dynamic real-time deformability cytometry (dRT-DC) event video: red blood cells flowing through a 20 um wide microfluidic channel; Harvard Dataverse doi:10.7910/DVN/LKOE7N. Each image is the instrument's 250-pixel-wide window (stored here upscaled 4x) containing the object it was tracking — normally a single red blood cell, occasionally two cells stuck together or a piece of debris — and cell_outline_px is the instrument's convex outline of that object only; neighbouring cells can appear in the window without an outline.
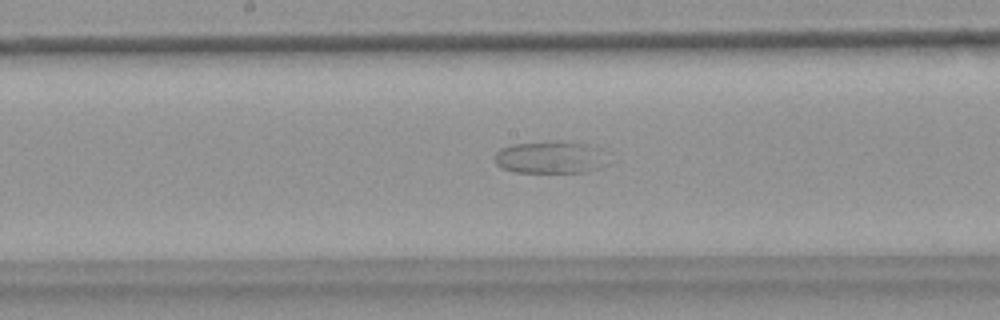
{"species": "common noctule bat (a hibernating species)", "species_latin": "Nyctalus noctula", "temperature_condition": "warm", "stored_images_in_passage": 48, "camera_frame_rate_fps": 3000, "um_per_image_px": 0.085, "animal": {"sex": "female", "body_mass_g": 18.4}, "frame": {"image": 1, "passage_image": 22, "time_ms": 7.0, "image_size_px": [1000, 320], "cell_outline_px": [[612, 164], [588, 172], [516, 172], [504, 168], [496, 164], [496, 152], [500, 148], [512, 144], [556, 140], [564, 140], [584, 144]], "centroid_in_image_um": [46.73, 13.38], "position_along_channel_um": 201.5, "area_um2": 21.04}}
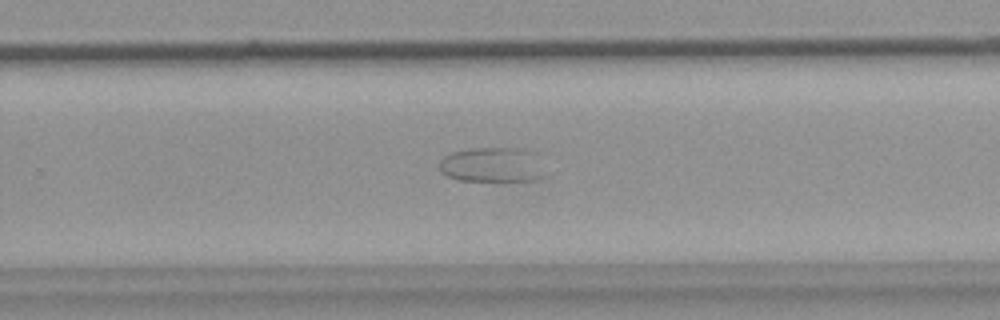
{"frame": {"image": 2, "passage_image": 29, "time_ms": 9.333, "image_size_px": [1000, 320], "cell_outline_px": [[544, 152], [540, 176], [536, 180], [460, 180], [448, 176], [440, 172], [440, 160], [444, 156], [452, 152], [468, 148], [532, 148]], "centroid_in_image_um": [41.93, 13.95], "position_along_channel_um": 287.9, "area_um2": 21.96}}
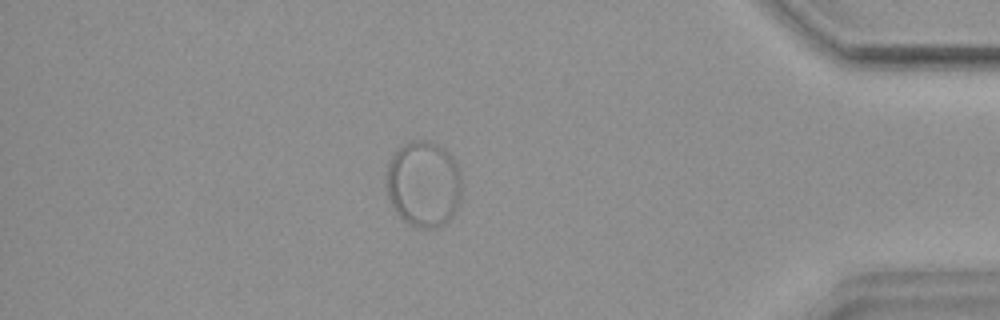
{"frame": {"image": 3, "passage_image": 41, "time_ms": 13.333, "image_size_px": [1000, 320], "cell_outline_px": [[460, 196], [456, 208], [452, 216], [444, 224], [432, 228], [420, 228], [408, 224], [392, 208], [388, 200], [384, 184], [388, 160], [396, 148], [408, 140], [428, 140], [440, 144], [452, 156], [460, 172]], "centroid_in_image_um": [35.94, 15.6], "position_along_channel_um": 399.3, "area_um2": 38.67}}